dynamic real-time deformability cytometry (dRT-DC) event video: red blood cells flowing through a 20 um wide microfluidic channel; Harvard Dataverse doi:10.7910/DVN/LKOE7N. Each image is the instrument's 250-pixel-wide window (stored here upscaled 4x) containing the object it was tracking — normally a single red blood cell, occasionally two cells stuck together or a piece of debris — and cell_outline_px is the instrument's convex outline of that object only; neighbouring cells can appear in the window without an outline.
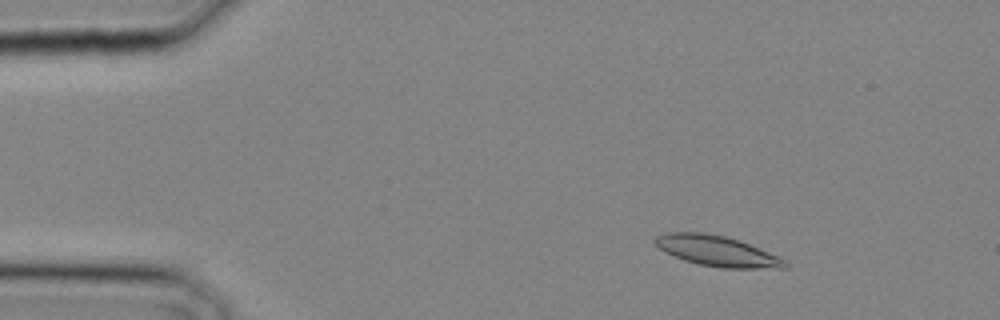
{"species": "common noctule bat (a hibernating species)", "species_latin": "Nyctalus noctula", "temperature_condition": "cold", "stored_images_in_passage": 29, "camera_frame_rate_fps": 3000, "um_per_image_px": 0.085, "animal": {"sex": "male", "body_mass_g": 20.4}, "frame": {"image": 1, "passage_image": 4, "time_ms": 1.0, "image_size_px": [1000, 320], "cell_outline_px": [[792, 264], [788, 268], [720, 268], [700, 264], [684, 260], [664, 252], [652, 240], [656, 236], [668, 232], [704, 232], [724, 236], [740, 240], [768, 252]], "centroid_in_image_um": [60.94, 21.33], "position_along_channel_um": 24.1, "area_um2": 23.06}}
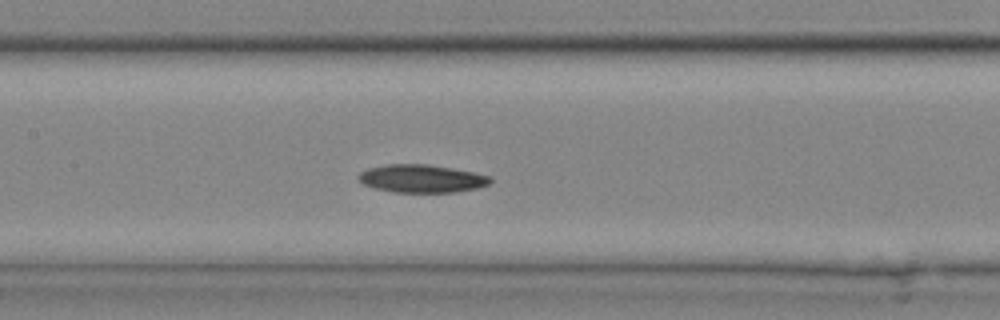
{"frame": {"image": 2, "passage_image": 14, "time_ms": 4.333, "image_size_px": [1000, 320], "cell_outline_px": [[492, 180], [488, 184], [480, 188], [452, 192], [396, 192], [376, 188], [364, 184], [356, 176], [360, 172], [368, 168], [384, 164], [428, 164], [452, 168], [492, 176]], "centroid_in_image_um": [35.85, 15.17], "position_along_channel_um": 171.5, "area_um2": 21.44}}
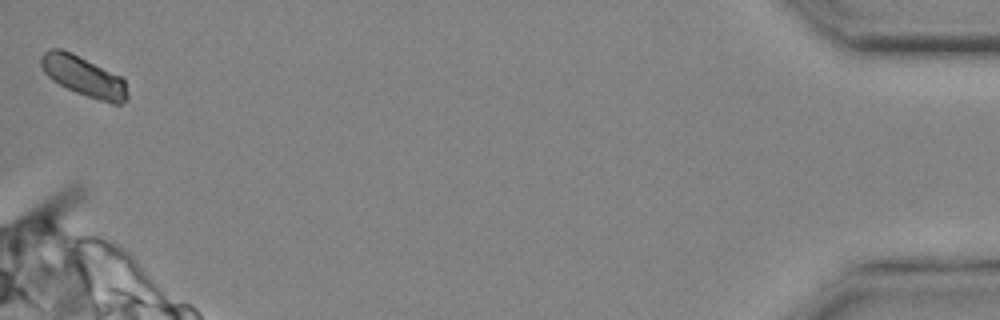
{"frame": {"image": 3, "passage_image": 29, "time_ms": 9.333, "image_size_px": [1000, 320], "cell_outline_px": [[128, 100], [120, 104], [112, 104], [76, 92], [52, 80], [44, 72], [40, 64], [40, 56], [48, 48], [60, 48], [72, 52], [120, 76], [124, 80], [128, 92]], "centroid_in_image_um": [7.1, 6.47], "position_along_channel_um": 428.1, "area_um2": 20.23}}